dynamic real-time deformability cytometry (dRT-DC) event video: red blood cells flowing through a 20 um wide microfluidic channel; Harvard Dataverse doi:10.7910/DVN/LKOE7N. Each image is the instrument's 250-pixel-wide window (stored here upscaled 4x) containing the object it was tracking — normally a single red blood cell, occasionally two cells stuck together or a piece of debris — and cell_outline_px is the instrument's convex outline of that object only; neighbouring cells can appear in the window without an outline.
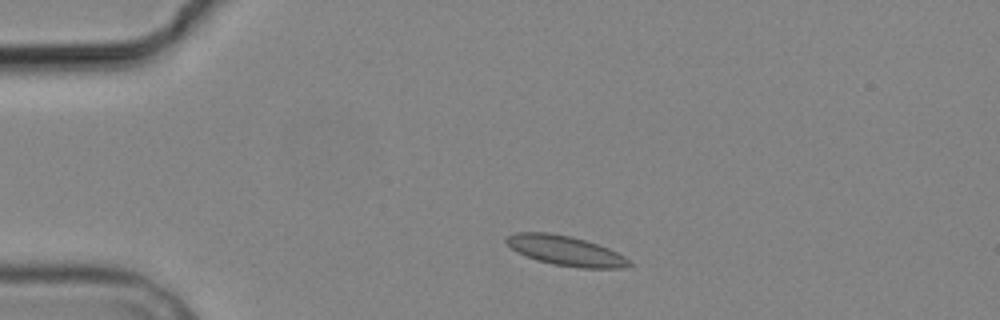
{"species": "common noctule bat (a hibernating species)", "species_latin": "Nyctalus noctula", "temperature_condition": "cold", "stored_images_in_passage": 3, "camera_frame_rate_fps": 3000, "um_per_image_px": 0.085, "animal": {"sex": "male", "body_mass_g": 19.2, "forearm_length_mm": 51.8}, "frame": {"image": 1, "passage_image": 2, "time_ms": 1.333, "image_size_px": [1000, 320], "cell_outline_px": [[632, 264], [620, 268], [580, 268], [552, 264], [536, 260], [512, 248], [504, 240], [508, 236], [516, 232], [548, 232], [572, 236], [608, 248], [632, 260]], "centroid_in_image_um": [48.09, 21.31], "position_along_channel_um": 36.9, "area_um2": 21.15}}